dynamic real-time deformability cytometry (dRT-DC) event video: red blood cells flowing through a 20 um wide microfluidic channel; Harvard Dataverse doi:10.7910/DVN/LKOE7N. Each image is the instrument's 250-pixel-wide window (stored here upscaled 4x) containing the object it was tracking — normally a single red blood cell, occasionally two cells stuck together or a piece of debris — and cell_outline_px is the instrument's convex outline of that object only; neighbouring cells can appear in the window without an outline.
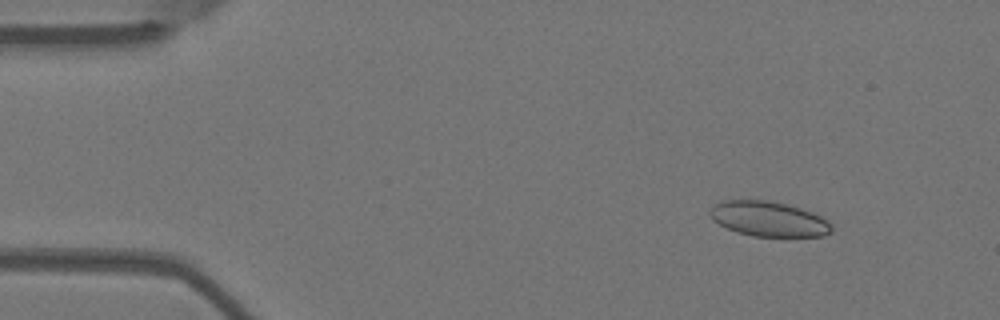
{"species": "Egyptian fruit bat (a non-hibernating species)", "species_latin": "Rousettus aegyptiacus", "temperature_condition": "warm", "stored_images_in_passage": 4, "camera_frame_rate_fps": 3000, "um_per_image_px": 0.085, "animal": {"sex": "female"}, "frame": {"image": 1, "passage_image": 2, "time_ms": 0.333, "image_size_px": [1000, 320], "cell_outline_px": [[832, 232], [824, 236], [752, 236], [736, 232], [712, 220], [708, 212], [712, 204], [724, 200], [768, 200], [788, 204], [812, 212], [828, 220], [832, 224]], "centroid_in_image_um": [65.32, 18.6], "position_along_channel_um": 19.7, "area_um2": 25.03}}